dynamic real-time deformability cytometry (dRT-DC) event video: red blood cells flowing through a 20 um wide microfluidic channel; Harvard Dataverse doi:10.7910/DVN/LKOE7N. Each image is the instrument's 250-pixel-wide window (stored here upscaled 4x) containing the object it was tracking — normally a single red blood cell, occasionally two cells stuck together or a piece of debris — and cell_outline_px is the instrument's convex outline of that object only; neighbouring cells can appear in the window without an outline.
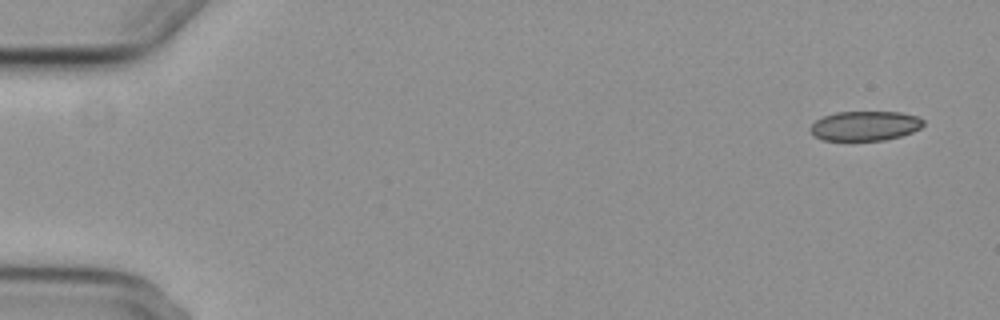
{"species": "common noctule bat (a hibernating species)", "species_latin": "Nyctalus noctula", "temperature_condition": "cold", "stored_images_in_passage": 4, "camera_frame_rate_fps": 3000, "um_per_image_px": 0.085, "animal": {"sex": "female", "body_mass_g": 29.2, "forearm_length_mm": 56.3}, "frame": {"image": 1, "passage_image": 1, "time_ms": 0.0, "image_size_px": [1000, 320], "cell_outline_px": [[924, 124], [920, 128], [912, 132], [900, 136], [884, 140], [824, 140], [816, 136], [808, 128], [816, 120], [824, 116], [836, 112], [900, 112], [916, 116], [924, 120]], "centroid_in_image_um": [73.53, 10.69], "position_along_channel_um": 11.5, "area_um2": 19.36}}